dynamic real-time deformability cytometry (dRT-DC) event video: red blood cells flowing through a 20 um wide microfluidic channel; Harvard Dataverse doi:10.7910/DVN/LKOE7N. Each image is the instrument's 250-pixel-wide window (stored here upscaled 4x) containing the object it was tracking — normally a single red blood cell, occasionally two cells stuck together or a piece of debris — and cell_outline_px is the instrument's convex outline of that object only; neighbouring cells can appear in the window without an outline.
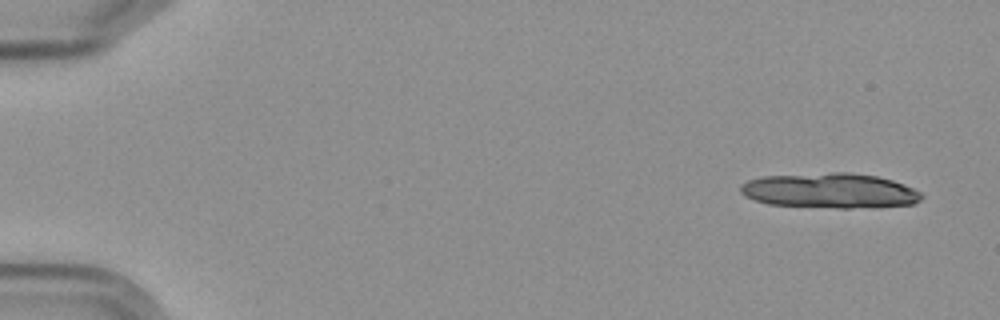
{"species": "Egyptian fruit bat (a non-hibernating species)", "species_latin": "Rousettus aegyptiacus", "temperature_condition": "cold", "stored_images_in_passage": 5, "camera_frame_rate_fps": 3000, "um_per_image_px": 0.085, "frame": {"image": 1, "passage_image": 1, "time_ms": 0.0, "image_size_px": [1000, 320], "cell_outline_px": [[924, 196], [916, 204], [848, 208], [840, 208], [768, 204], [744, 196], [740, 192], [740, 184], [748, 180], [764, 176], [832, 172], [848, 172], [876, 176], [892, 180], [904, 184], [920, 192]], "centroid_in_image_um": [70.53, 16.2], "position_along_channel_um": 14.5, "area_um2": 36.88}}